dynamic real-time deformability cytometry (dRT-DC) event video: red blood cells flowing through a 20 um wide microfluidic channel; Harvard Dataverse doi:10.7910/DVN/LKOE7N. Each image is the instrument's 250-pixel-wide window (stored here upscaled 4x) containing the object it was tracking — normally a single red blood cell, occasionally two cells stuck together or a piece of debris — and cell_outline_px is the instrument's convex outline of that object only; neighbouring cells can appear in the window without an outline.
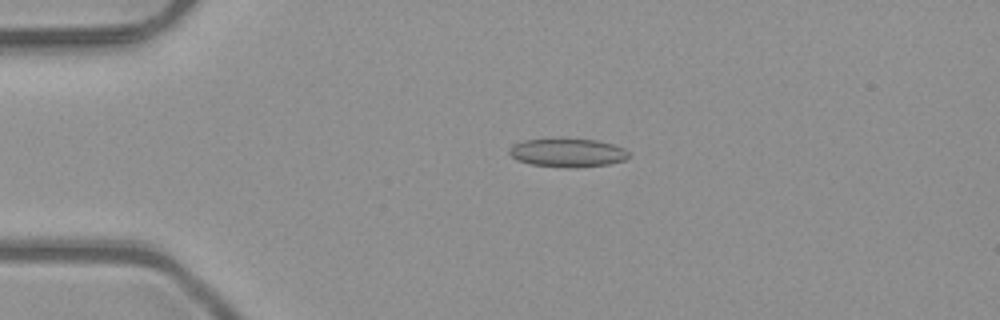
{"species": "common noctule bat (a hibernating species)", "species_latin": "Nyctalus noctula", "temperature_condition": "room temperature", "stored_images_in_passage": 4, "camera_frame_rate_fps": 3000, "um_per_image_px": 0.085, "animal": {"sex": "male", "body_mass_g": 23.1, "forearm_length_mm": 52.7}, "frame": {"image": 1, "passage_image": 3, "time_ms": 0.667, "image_size_px": [1000, 320], "cell_outline_px": [[628, 156], [624, 160], [608, 164], [532, 164], [520, 160], [512, 156], [508, 152], [508, 148], [512, 144], [524, 140], [596, 140], [612, 144], [624, 148], [628, 152]], "centroid_in_image_um": [48.22, 12.93], "position_along_channel_um": 36.8, "area_um2": 18.21}}